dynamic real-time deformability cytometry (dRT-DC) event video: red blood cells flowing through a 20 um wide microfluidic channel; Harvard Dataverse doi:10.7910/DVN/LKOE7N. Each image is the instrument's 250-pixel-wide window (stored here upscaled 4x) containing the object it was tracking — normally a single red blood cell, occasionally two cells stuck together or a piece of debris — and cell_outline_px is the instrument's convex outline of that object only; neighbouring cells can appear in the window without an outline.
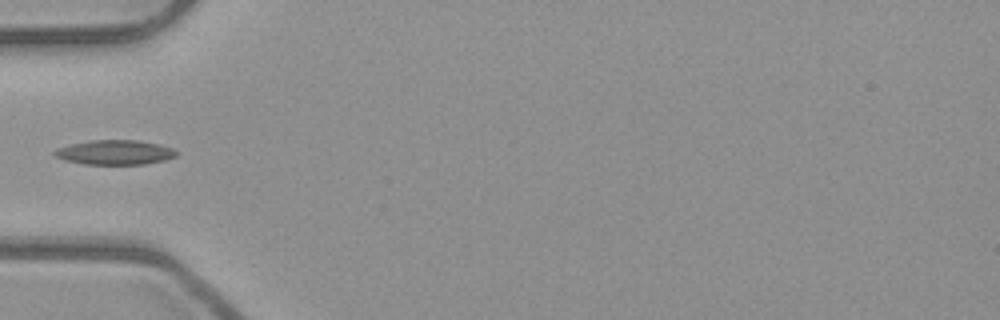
{"species": "common noctule bat (a hibernating species)", "species_latin": "Nyctalus noctula", "temperature_condition": "room temperature", "stored_images_in_passage": 1, "camera_frame_rate_fps": 3000, "um_per_image_px": 0.085, "animal": {"sex": "male", "body_mass_g": 23.1, "forearm_length_mm": 52.7}, "frame": {"image": 1, "passage_image": 1, "time_ms": 0.0, "image_size_px": [1000, 320], "cell_outline_px": [[180, 152], [176, 156], [164, 160], [144, 164], [84, 164], [64, 160], [56, 156], [52, 152], [56, 148], [88, 140], [136, 140], [160, 144], [172, 148]], "centroid_in_image_um": [9.77, 12.94], "position_along_channel_um": 75.2, "area_um2": 17.51}}